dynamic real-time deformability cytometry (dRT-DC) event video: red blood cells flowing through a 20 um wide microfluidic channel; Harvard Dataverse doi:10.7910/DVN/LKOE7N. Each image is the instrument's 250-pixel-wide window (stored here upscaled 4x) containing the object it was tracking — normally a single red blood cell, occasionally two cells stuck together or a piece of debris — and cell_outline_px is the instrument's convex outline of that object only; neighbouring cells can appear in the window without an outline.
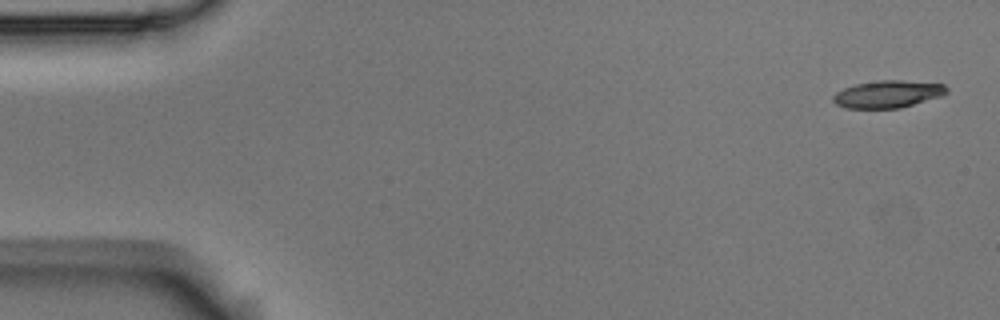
{"species": "Egyptian fruit bat (a non-hibernating species)", "species_latin": "Rousettus aegyptiacus", "temperature_condition": "room temperature", "stored_images_in_passage": 4, "camera_frame_rate_fps": 3000, "um_per_image_px": 0.085, "animal": {"sex": "male"}, "frame": {"image": 1, "passage_image": 1, "time_ms": 0.0, "image_size_px": [1000, 320], "cell_outline_px": [[948, 92], [940, 96], [900, 108], [844, 108], [836, 104], [832, 100], [832, 96], [836, 92], [844, 88], [856, 84], [880, 80], [900, 80], [944, 84], [948, 88]], "centroid_in_image_um": [75.44, 8.0], "position_along_channel_um": 9.6, "area_um2": 17.98}}
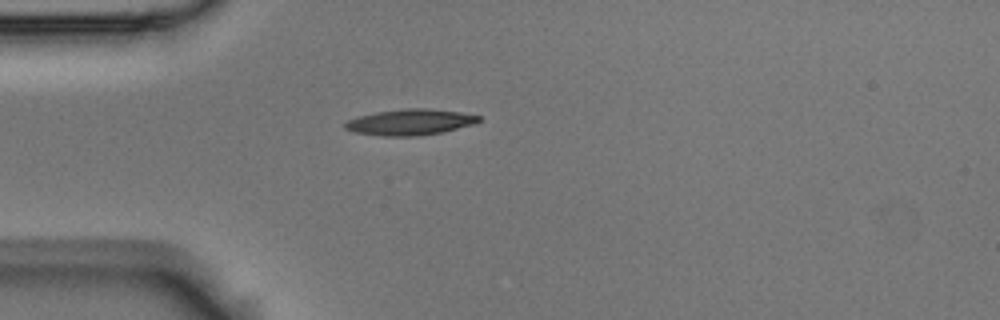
{"frame": {"image": 2, "passage_image": 4, "time_ms": 1.0, "image_size_px": [1000, 320], "cell_outline_px": [[480, 120], [476, 124], [444, 132], [416, 136], [380, 136], [352, 132], [344, 128], [344, 124], [348, 120], [356, 116], [376, 112], [404, 108], [428, 108], [460, 112], [480, 116]], "centroid_in_image_um": [34.85, 10.38], "position_along_channel_um": 50.2, "area_um2": 20.52}}